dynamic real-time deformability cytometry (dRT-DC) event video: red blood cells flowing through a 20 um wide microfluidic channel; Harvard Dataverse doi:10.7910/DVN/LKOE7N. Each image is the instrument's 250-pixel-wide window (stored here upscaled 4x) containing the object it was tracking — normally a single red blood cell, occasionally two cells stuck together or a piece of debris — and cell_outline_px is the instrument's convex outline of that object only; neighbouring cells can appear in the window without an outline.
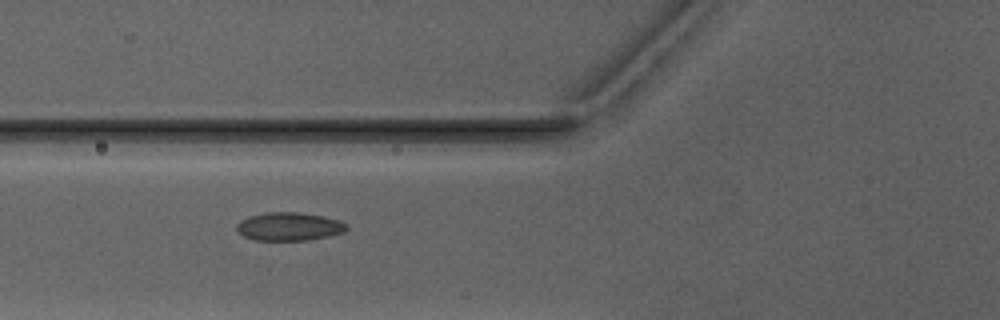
{"species": "Egyptian fruit bat (a non-hibernating species)", "species_latin": "Rousettus aegyptiacus", "temperature_condition": "warm", "stored_images_in_passage": 5, "camera_frame_rate_fps": 3000, "um_per_image_px": 0.085, "animal": {"sex": "male"}, "frame": {"image": 1, "passage_image": 3, "time_ms": 3.0, "image_size_px": [1000, 320], "cell_outline_px": [[348, 228], [344, 232], [328, 236], [308, 240], [252, 240], [244, 236], [236, 228], [236, 224], [240, 220], [248, 216], [268, 212], [296, 212], [324, 216], [340, 220], [348, 224]], "centroid_in_image_um": [24.59, 19.25], "position_along_channel_um": 101.2, "area_um2": 18.21}}
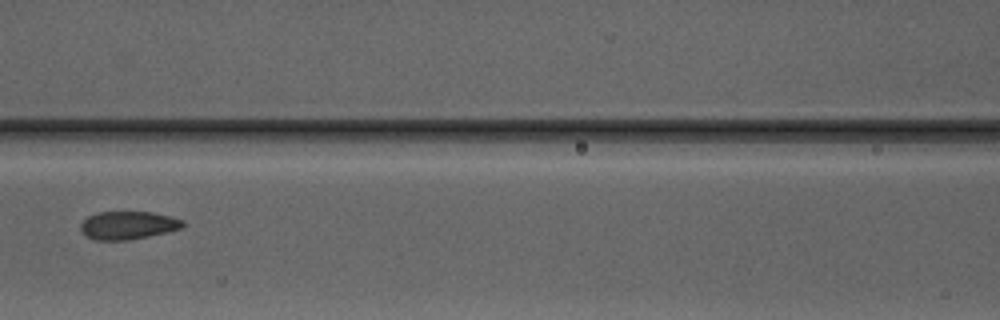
{"frame": {"image": 2, "passage_image": 4, "time_ms": 4.333, "image_size_px": [1000, 320], "cell_outline_px": [[184, 228], [168, 232], [128, 240], [96, 240], [84, 236], [80, 228], [80, 224], [88, 216], [100, 212], [152, 212], [172, 216], [184, 220]], "centroid_in_image_um": [10.9, 19.15], "position_along_channel_um": 155.7, "area_um2": 16.88}}
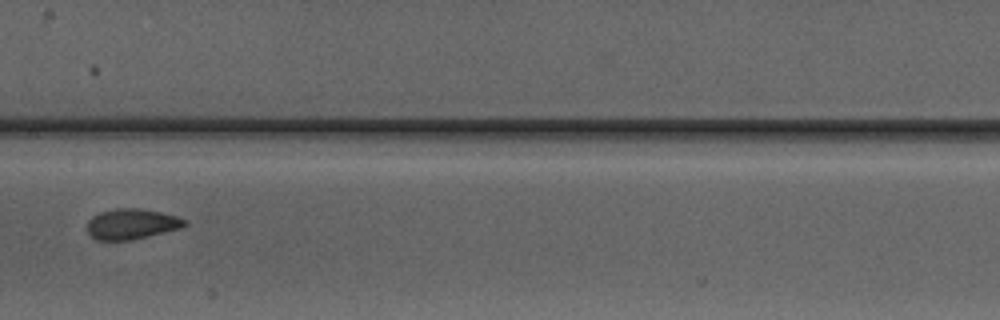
{"frame": {"image": 3, "passage_image": 5, "time_ms": 5.333, "image_size_px": [1000, 320], "cell_outline_px": [[188, 224], [180, 228], [132, 240], [96, 240], [88, 232], [88, 220], [92, 216], [100, 212], [116, 208], [136, 208], [160, 212], [176, 216], [188, 220]], "centroid_in_image_um": [11.19, 19.04], "position_along_channel_um": 196.2, "area_um2": 17.22}}